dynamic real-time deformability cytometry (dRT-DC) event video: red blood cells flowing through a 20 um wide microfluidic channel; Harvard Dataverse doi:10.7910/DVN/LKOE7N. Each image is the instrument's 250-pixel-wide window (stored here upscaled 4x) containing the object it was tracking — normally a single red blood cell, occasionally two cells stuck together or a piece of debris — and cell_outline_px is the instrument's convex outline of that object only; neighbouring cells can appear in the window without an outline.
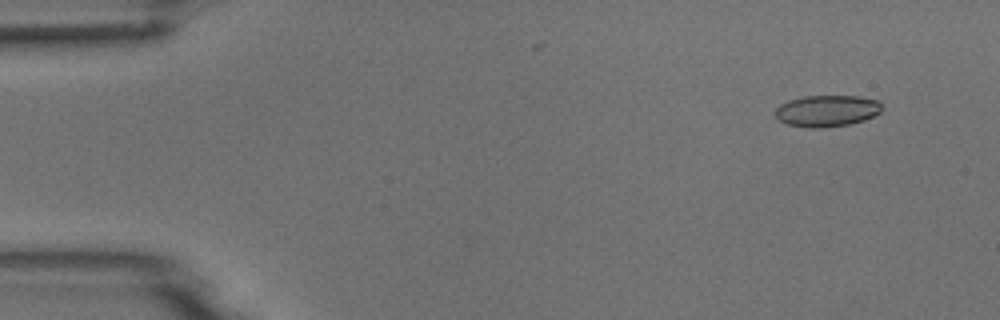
{"species": "common noctule bat (a hibernating species)", "species_latin": "Nyctalus noctula", "temperature_condition": "room temperature", "stored_images_in_passage": 4, "camera_frame_rate_fps": 3000, "um_per_image_px": 0.085, "animal": {"sex": "male", "body_mass_g": 18.8}, "frame": {"image": 1, "passage_image": 1, "time_ms": 0.0, "image_size_px": [1000, 320], "cell_outline_px": [[884, 108], [880, 112], [864, 120], [848, 124], [820, 128], [804, 128], [788, 124], [780, 120], [776, 116], [776, 108], [780, 104], [788, 100], [804, 96], [860, 96], [880, 100]], "centroid_in_image_um": [70.32, 9.41], "position_along_channel_um": 14.7, "area_um2": 19.71}}
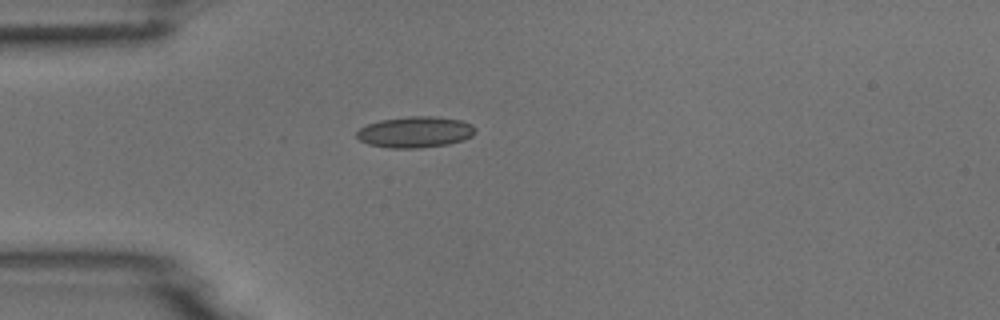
{"frame": {"image": 2, "passage_image": 4, "time_ms": 1.0, "image_size_px": [1000, 320], "cell_outline_px": [[476, 132], [472, 136], [464, 140], [448, 144], [420, 148], [388, 148], [368, 144], [360, 140], [356, 136], [356, 132], [360, 128], [368, 124], [380, 120], [408, 116], [436, 116], [460, 120], [472, 124], [476, 128]], "centroid_in_image_um": [35.31, 11.22], "position_along_channel_um": 49.7, "area_um2": 21.68}}